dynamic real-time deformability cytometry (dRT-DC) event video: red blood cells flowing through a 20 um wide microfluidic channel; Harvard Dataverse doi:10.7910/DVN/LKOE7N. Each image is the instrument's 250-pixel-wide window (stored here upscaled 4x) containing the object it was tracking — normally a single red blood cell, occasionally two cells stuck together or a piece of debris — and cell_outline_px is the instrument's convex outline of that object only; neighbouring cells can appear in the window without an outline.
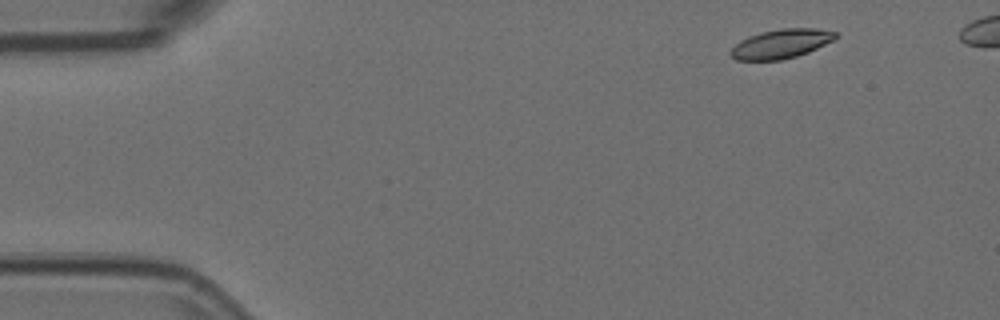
{"species": "Egyptian fruit bat (a non-hibernating species)", "species_latin": "Rousettus aegyptiacus", "temperature_condition": "room temperature", "stored_images_in_passage": 5, "camera_frame_rate_fps": 3000, "um_per_image_px": 0.085, "animal": {"sex": "female"}, "frame": {"image": 1, "passage_image": 1, "time_ms": 0.0, "image_size_px": [1000, 320], "cell_outline_px": [[840, 36], [836, 40], [808, 52], [796, 56], [780, 60], [736, 60], [728, 52], [740, 40], [748, 36], [760, 32], [780, 28], [816, 28], [836, 32]], "centroid_in_image_um": [66.42, 3.71], "position_along_channel_um": 18.6, "area_um2": 18.03}}
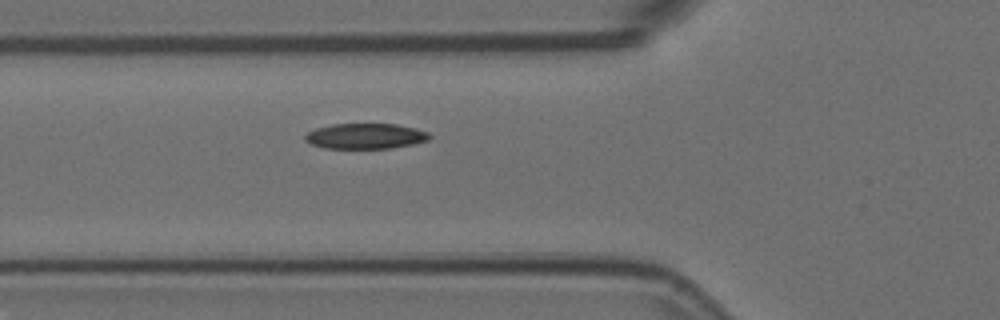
{"frame": {"image": 2, "passage_image": 5, "time_ms": 1.333, "image_size_px": [1000, 320], "cell_outline_px": [[432, 136], [428, 140], [412, 144], [392, 148], [324, 148], [312, 144], [304, 140], [304, 136], [308, 132], [316, 128], [332, 124], [396, 124], [416, 128], [428, 132]], "centroid_in_image_um": [31.07, 11.56], "position_along_channel_um": 94.7, "area_um2": 18.44}}